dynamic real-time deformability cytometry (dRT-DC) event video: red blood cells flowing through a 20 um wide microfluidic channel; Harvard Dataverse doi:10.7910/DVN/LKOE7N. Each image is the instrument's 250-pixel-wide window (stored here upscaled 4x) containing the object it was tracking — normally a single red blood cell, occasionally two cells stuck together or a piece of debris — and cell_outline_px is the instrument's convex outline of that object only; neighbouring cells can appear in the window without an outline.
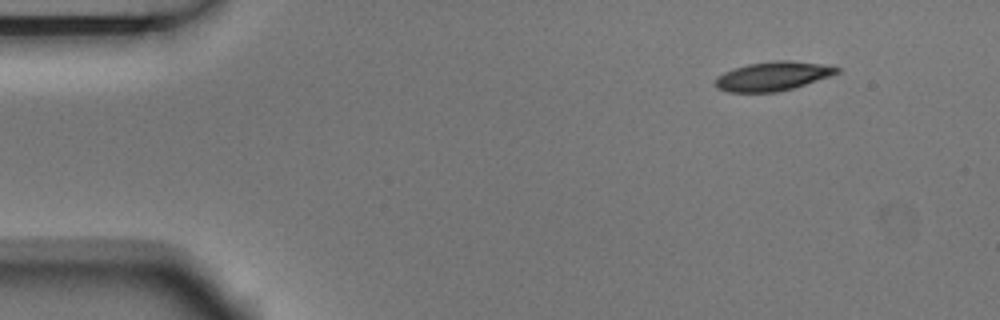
{"species": "Egyptian fruit bat (a non-hibernating species)", "species_latin": "Rousettus aegyptiacus", "temperature_condition": "room temperature", "stored_images_in_passage": 3, "camera_frame_rate_fps": 3000, "um_per_image_px": 0.085, "animal": {"sex": "male"}, "frame": {"image": 1, "passage_image": 1, "time_ms": 0.0, "image_size_px": [1000, 320], "cell_outline_px": [[840, 72], [832, 76], [792, 88], [776, 92], [728, 92], [716, 88], [716, 76], [732, 68], [748, 64], [776, 60], [788, 60], [820, 64], [840, 68]], "centroid_in_image_um": [65.67, 6.47], "position_along_channel_um": 19.3, "area_um2": 20.52}}
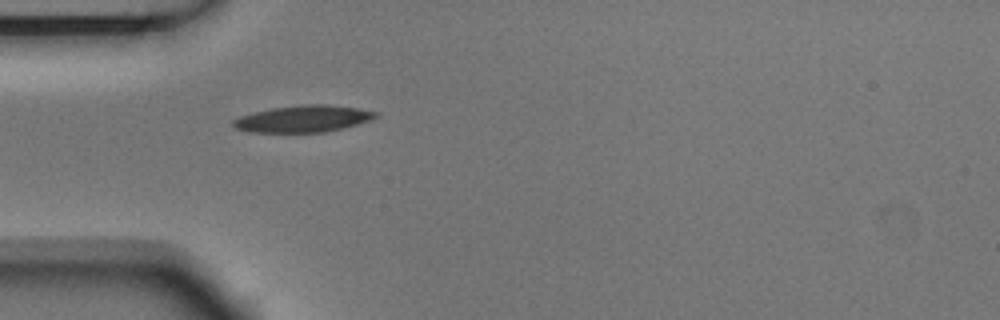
{"frame": {"image": 2, "passage_image": 3, "time_ms": 0.667, "image_size_px": [1000, 320], "cell_outline_px": [[380, 116], [372, 120], [324, 132], [252, 132], [236, 128], [232, 124], [232, 120], [240, 116], [272, 108], [300, 104], [328, 104], [356, 108], [380, 112]], "centroid_in_image_um": [25.81, 10.08], "position_along_channel_um": 59.2, "area_um2": 22.14}}